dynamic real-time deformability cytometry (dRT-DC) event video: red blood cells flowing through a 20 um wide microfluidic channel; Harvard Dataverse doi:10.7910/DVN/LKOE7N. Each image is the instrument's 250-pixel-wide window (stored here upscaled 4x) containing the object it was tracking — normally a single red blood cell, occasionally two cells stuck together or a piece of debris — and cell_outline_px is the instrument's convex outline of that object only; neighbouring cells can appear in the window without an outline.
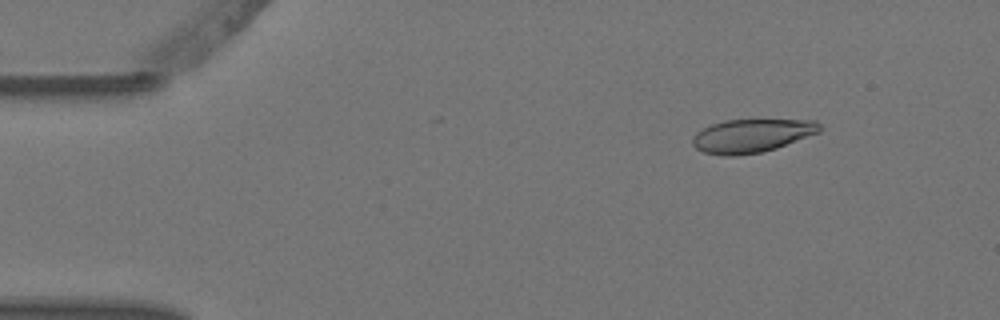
{"species": "Egyptian fruit bat (a non-hibernating species)", "species_latin": "Rousettus aegyptiacus", "temperature_condition": "warm", "stored_images_in_passage": 5, "camera_frame_rate_fps": 3000, "um_per_image_px": 0.085, "animal": {"sex": "female"}, "frame": {"image": 1, "passage_image": 2, "time_ms": 0.333, "image_size_px": [1000, 320], "cell_outline_px": [[820, 132], [776, 148], [760, 152], [736, 156], [720, 156], [704, 152], [696, 148], [692, 144], [692, 140], [696, 132], [712, 124], [724, 120], [816, 120], [820, 124]], "centroid_in_image_um": [63.88, 11.54], "position_along_channel_um": 21.1, "area_um2": 24.68}}
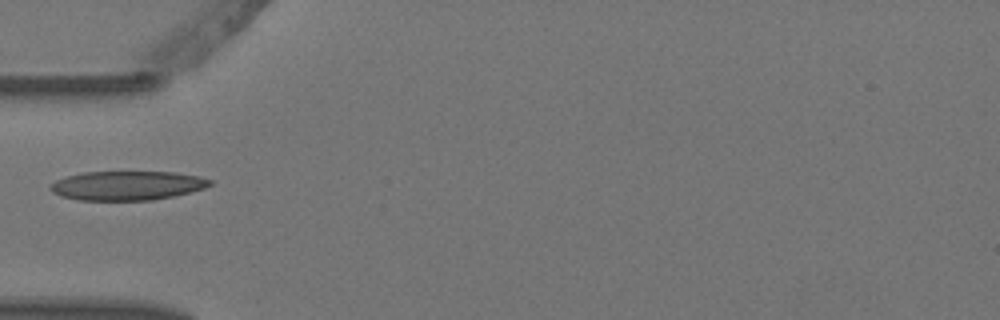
{"frame": {"image": 2, "passage_image": 5, "time_ms": 1.333, "image_size_px": [1000, 320], "cell_outline_px": [[212, 184], [204, 188], [172, 196], [152, 200], [76, 200], [60, 196], [52, 192], [48, 188], [56, 180], [68, 176], [84, 172], [176, 172], [200, 176], [212, 180]], "centroid_in_image_um": [10.8, 15.77], "position_along_channel_um": 74.2, "area_um2": 27.05}}